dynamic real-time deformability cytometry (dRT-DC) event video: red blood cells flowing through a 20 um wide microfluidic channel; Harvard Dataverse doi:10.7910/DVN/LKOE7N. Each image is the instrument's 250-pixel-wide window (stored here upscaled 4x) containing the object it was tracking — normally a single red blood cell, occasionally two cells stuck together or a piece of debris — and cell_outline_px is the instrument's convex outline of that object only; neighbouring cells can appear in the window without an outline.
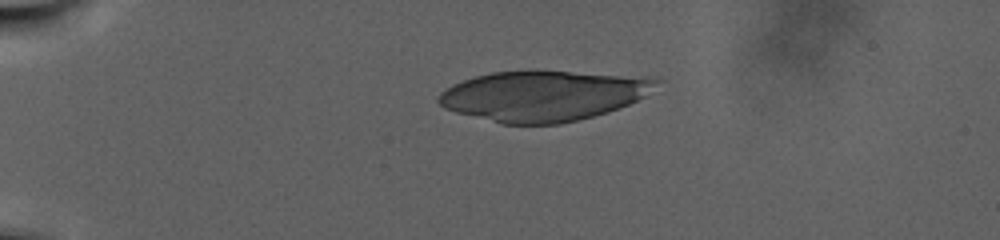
{"species": "human", "species_latin": "Homo sapiens", "temperature_condition": "warm", "stored_images_in_passage": 76, "camera_frame_rate_fps": 3000, "um_per_image_px": 0.085, "donor": {"sex": "male"}, "frame": {"image": 1, "passage_image": 1, "time_ms": 0.0, "image_size_px": [1000, 240], "cell_outline_px": [[664, 80], [644, 96], [628, 104], [608, 112], [560, 124], [500, 124], [456, 112], [444, 108], [436, 100], [440, 92], [452, 84], [476, 76], [492, 72], [532, 68], [536, 68]], "centroid_in_image_um": [46.09, 8.12], "position_along_channel_um": 38.9, "area_um2": 64.16}}